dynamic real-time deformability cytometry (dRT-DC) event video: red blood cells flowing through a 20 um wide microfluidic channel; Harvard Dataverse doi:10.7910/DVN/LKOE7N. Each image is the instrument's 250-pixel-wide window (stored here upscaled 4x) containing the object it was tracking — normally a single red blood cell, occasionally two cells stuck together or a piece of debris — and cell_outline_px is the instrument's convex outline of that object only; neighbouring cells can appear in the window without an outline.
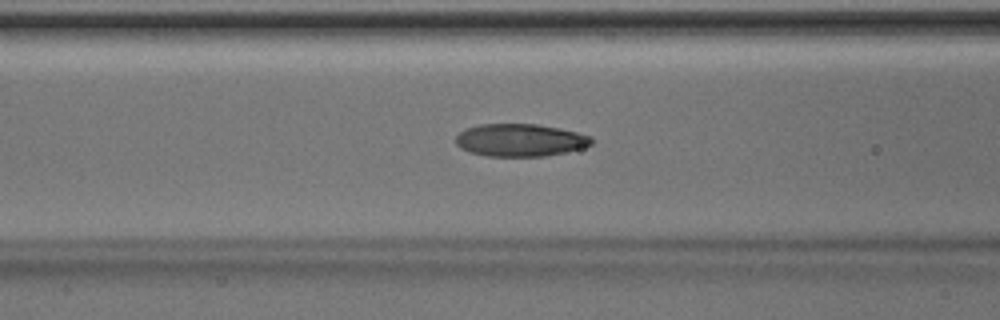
{"species": "Egyptian fruit bat (a non-hibernating species)", "species_latin": "Rousettus aegyptiacus", "temperature_condition": "room temperature", "stored_images_in_passage": 46, "camera_frame_rate_fps": 3000, "um_per_image_px": 0.085, "animal": {"sex": "male"}, "frame": {"image": 1, "passage_image": 18, "time_ms": 5.667, "image_size_px": [1000, 320], "cell_outline_px": [[592, 144], [580, 148], [564, 152], [544, 156], [488, 156], [468, 152], [460, 148], [456, 144], [456, 136], [464, 128], [480, 124], [536, 124], [576, 132], [592, 136]], "centroid_in_image_um": [44.16, 11.91], "position_along_channel_um": 122.4, "area_um2": 25.66}}
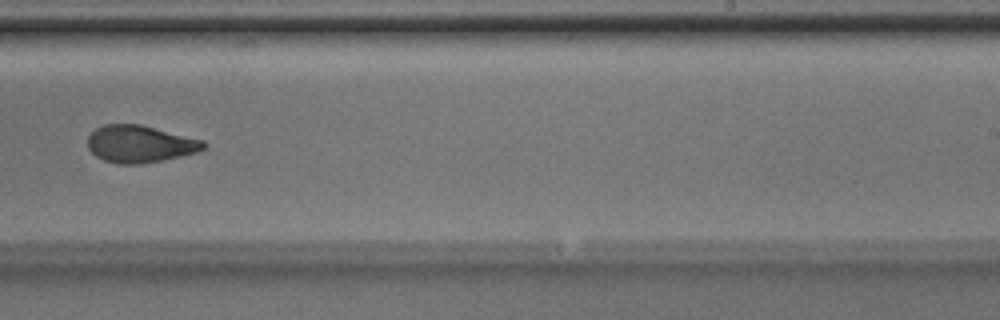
{"frame": {"image": 2, "passage_image": 29, "time_ms": 9.333, "image_size_px": [1000, 320], "cell_outline_px": [[208, 144], [204, 148], [196, 152], [180, 156], [140, 164], [120, 164], [104, 160], [96, 156], [88, 148], [88, 136], [96, 128], [104, 124], [140, 124], [204, 140]], "centroid_in_image_um": [11.89, 12.23], "position_along_channel_um": 277.1, "area_um2": 24.97}}
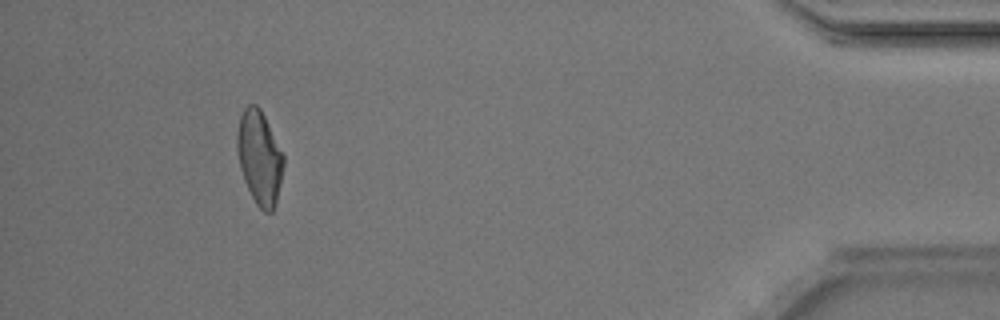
{"frame": {"image": 3, "passage_image": 43, "time_ms": 14.0, "image_size_px": [1000, 320], "cell_outline_px": [[284, 164], [276, 204], [272, 212], [264, 212], [256, 204], [244, 180], [240, 168], [236, 148], [236, 132], [240, 116], [244, 108], [248, 104], [256, 104], [260, 108], [284, 156]], "centroid_in_image_um": [22.04, 13.39], "position_along_channel_um": 413.2, "area_um2": 25.32}}